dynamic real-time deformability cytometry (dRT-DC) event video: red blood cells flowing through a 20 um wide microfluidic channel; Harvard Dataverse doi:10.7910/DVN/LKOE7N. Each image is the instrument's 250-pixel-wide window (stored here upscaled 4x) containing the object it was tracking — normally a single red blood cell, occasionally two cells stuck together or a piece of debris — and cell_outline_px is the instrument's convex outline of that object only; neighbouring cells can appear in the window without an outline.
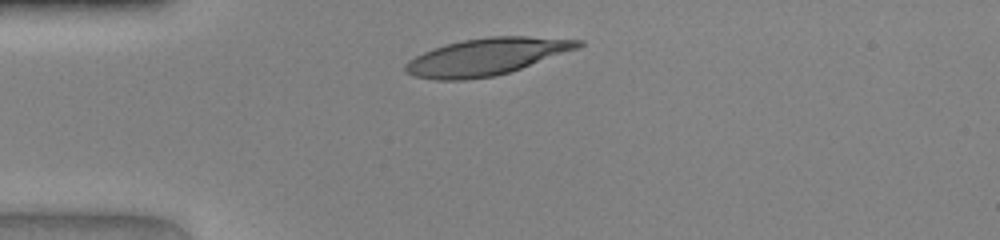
{"species": "human", "species_latin": "Homo sapiens", "temperature_condition": "warm", "stored_images_in_passage": 27, "camera_frame_rate_fps": 3000, "um_per_image_px": 0.085, "donor": {"sex": "female"}, "frame": {"image": 1, "passage_image": 1, "time_ms": 0.0, "image_size_px": [1000, 240], "cell_outline_px": [[584, 44], [580, 48], [496, 76], [464, 80], [436, 80], [412, 76], [404, 72], [404, 64], [408, 60], [432, 48], [444, 44], [464, 40], [488, 36], [524, 36], [584, 40]], "centroid_in_image_um": [41.32, 4.82], "position_along_channel_um": 43.7, "area_um2": 37.34}}
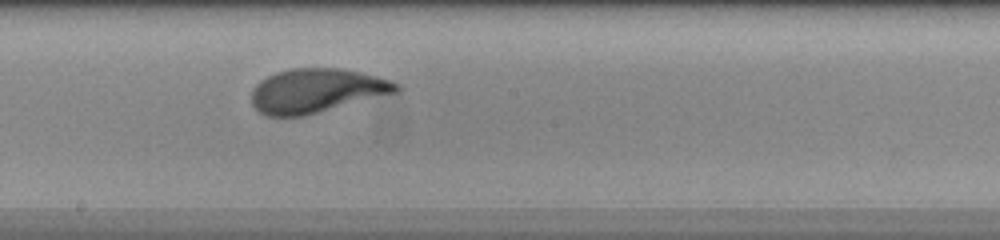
{"frame": {"image": 2, "passage_image": 15, "time_ms": 4.667, "image_size_px": [1000, 240], "cell_outline_px": [[400, 92], [304, 116], [264, 116], [252, 104], [252, 88], [260, 80], [276, 72], [288, 68], [340, 68], [360, 72], [376, 76], [400, 84]], "centroid_in_image_um": [26.9, 7.71], "position_along_channel_um": 221.3, "area_um2": 37.4}}
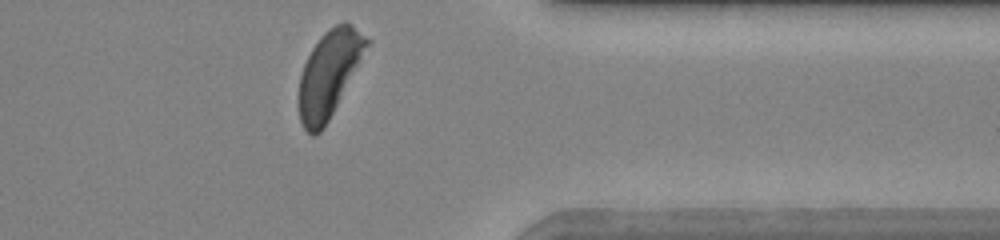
{"frame": {"image": 3, "passage_image": 27, "time_ms": 8.667, "image_size_px": [1000, 240], "cell_outline_px": [[372, 44], [324, 128], [320, 132], [312, 136], [304, 128], [300, 120], [300, 76], [304, 64], [312, 48], [320, 36], [328, 28], [336, 24], [352, 24], [372, 40]], "centroid_in_image_um": [28.04, 6.24], "position_along_channel_um": 383.4, "area_um2": 34.1}}